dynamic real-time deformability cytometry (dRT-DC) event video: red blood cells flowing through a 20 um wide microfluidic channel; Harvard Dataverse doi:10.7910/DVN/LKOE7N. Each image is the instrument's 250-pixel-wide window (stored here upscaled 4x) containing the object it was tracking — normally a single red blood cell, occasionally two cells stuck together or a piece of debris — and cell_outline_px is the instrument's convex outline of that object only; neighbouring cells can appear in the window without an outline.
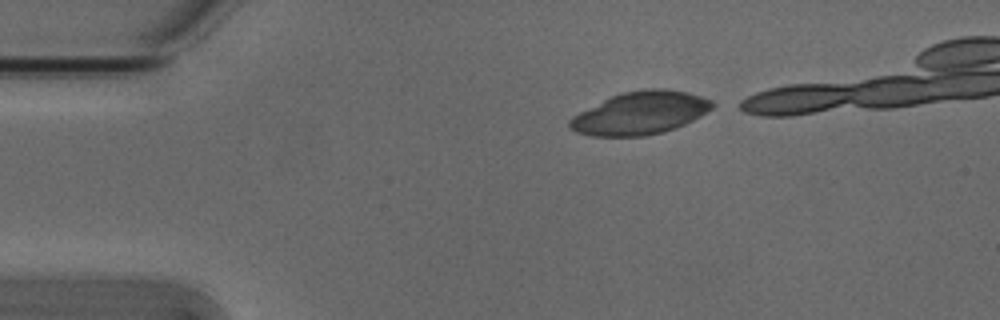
{"species": "Egyptian fruit bat (a non-hibernating species)", "species_latin": "Rousettus aegyptiacus", "temperature_condition": "cold", "stored_images_in_passage": 5, "camera_frame_rate_fps": 3000, "um_per_image_px": 0.085, "animal": {"sex": "male"}, "frame": {"image": 1, "passage_image": 1, "time_ms": 0.0, "image_size_px": [1000, 320], "cell_outline_px": [[716, 104], [712, 108], [700, 116], [676, 128], [664, 132], [644, 136], [592, 136], [576, 132], [568, 128], [568, 120], [572, 116], [620, 92], [644, 88], [664, 88], [688, 92], [712, 100]], "centroid_in_image_um": [54.42, 9.6], "position_along_channel_um": 30.6, "area_um2": 35.66}}